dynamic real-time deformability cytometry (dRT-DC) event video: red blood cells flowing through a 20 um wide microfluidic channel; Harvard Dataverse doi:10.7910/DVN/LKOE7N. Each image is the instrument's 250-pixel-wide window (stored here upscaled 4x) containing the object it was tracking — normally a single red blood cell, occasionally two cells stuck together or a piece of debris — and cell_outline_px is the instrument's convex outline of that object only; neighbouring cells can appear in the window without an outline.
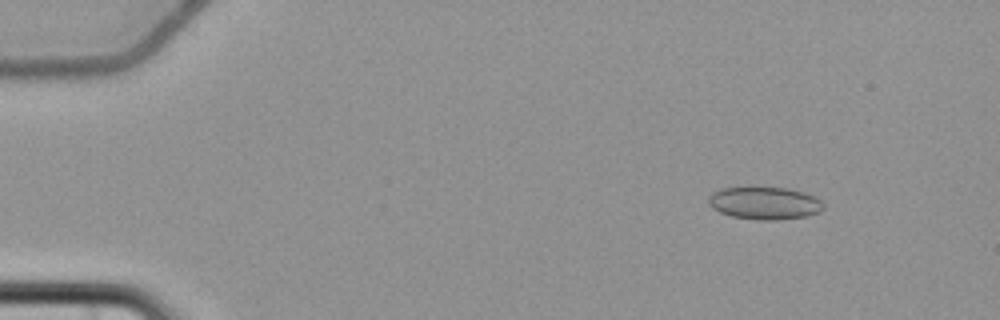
{"species": "common noctule bat (a hibernating species)", "species_latin": "Nyctalus noctula", "temperature_condition": "cold", "stored_images_in_passage": 5, "camera_frame_rate_fps": 3000, "um_per_image_px": 0.085, "animal": {"sex": "female", "body_mass_g": 22.7, "forearm_length_mm": 54.2}, "frame": {"image": 1, "passage_image": 1, "time_ms": 0.0, "image_size_px": [1000, 320], "cell_outline_px": [[824, 208], [820, 212], [808, 216], [776, 220], [756, 220], [732, 216], [720, 212], [712, 208], [708, 204], [708, 196], [712, 192], [720, 188], [788, 188], [804, 192], [816, 196], [824, 204]], "centroid_in_image_um": [65.01, 17.27], "position_along_channel_um": 20.0, "area_um2": 21.96}}
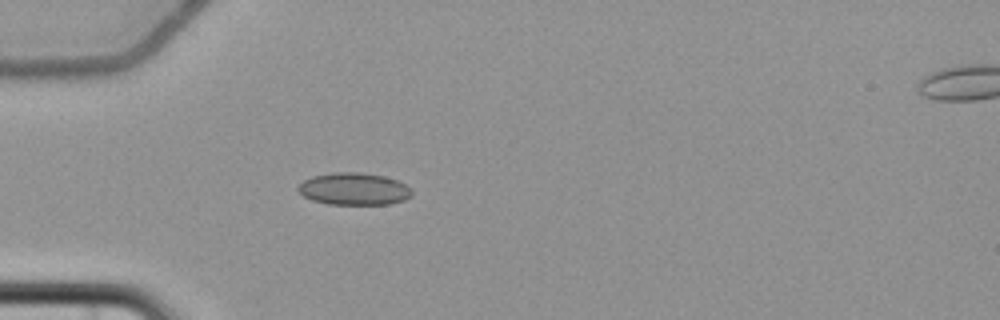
{"frame": {"image": 2, "passage_image": 4, "time_ms": 3.667, "image_size_px": [1000, 320], "cell_outline_px": [[412, 196], [404, 200], [388, 204], [328, 204], [312, 200], [304, 196], [296, 188], [304, 180], [312, 176], [332, 172], [356, 172], [384, 176], [396, 180], [404, 184], [412, 192]], "centroid_in_image_um": [30.06, 16.06], "position_along_channel_um": 54.9, "area_um2": 21.21}}